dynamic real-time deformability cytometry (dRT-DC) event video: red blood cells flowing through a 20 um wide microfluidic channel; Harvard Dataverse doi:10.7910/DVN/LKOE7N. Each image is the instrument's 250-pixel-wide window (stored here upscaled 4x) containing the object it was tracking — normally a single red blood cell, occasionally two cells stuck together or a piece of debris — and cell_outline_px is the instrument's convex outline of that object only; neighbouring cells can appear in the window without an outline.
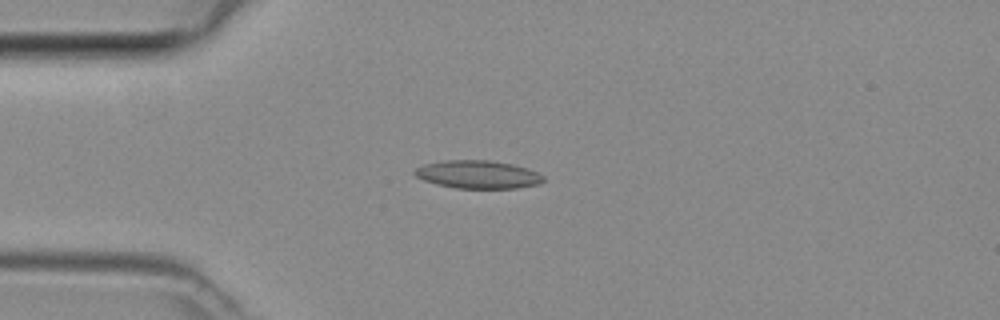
{"species": "common noctule bat (a hibernating species)", "species_latin": "Nyctalus noctula", "temperature_condition": "room temperature", "stored_images_in_passage": 3, "camera_frame_rate_fps": 3000, "um_per_image_px": 0.085, "animal": {"sex": "female", "body_mass_g": 29.2, "forearm_length_mm": 56.3}, "frame": {"image": 1, "passage_image": 3, "time_ms": 0.667, "image_size_px": [1000, 320], "cell_outline_px": [[544, 180], [540, 184], [516, 188], [456, 188], [436, 184], [424, 180], [416, 176], [412, 172], [416, 168], [424, 164], [444, 160], [488, 160], [512, 164], [528, 168], [544, 176]], "centroid_in_image_um": [40.62, 14.83], "position_along_channel_um": 44.4, "area_um2": 21.04}}